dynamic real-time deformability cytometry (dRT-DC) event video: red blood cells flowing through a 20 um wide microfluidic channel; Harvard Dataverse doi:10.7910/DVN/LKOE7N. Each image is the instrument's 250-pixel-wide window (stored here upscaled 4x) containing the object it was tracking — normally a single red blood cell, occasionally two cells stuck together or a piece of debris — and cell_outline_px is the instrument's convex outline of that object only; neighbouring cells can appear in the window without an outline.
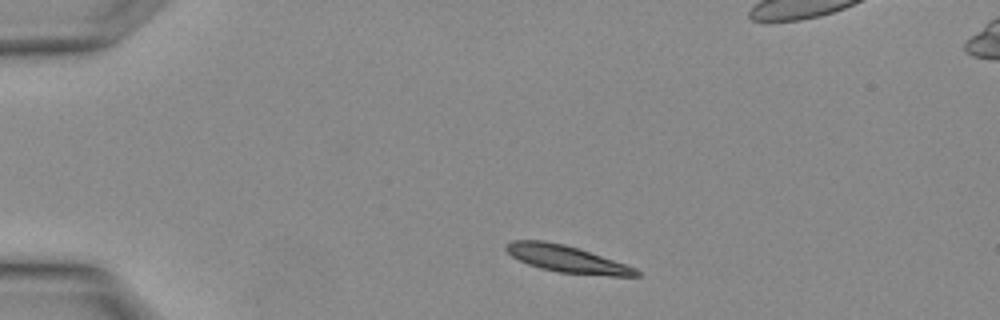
{"species": "Egyptian fruit bat (a non-hibernating species)", "species_latin": "Rousettus aegyptiacus", "temperature_condition": "warm", "stored_images_in_passage": 2, "camera_frame_rate_fps": 3000, "um_per_image_px": 0.085, "animal": {"sex": "female"}, "frame": {"image": 1, "passage_image": 2, "time_ms": 0.333, "image_size_px": [1000, 320], "cell_outline_px": [[640, 276], [612, 276], [560, 272], [540, 268], [528, 264], [512, 256], [504, 248], [504, 244], [512, 240], [544, 240], [564, 244], [636, 268], [640, 272]], "centroid_in_image_um": [48.12, 22.0], "position_along_channel_um": 36.9, "area_um2": 20.06}}